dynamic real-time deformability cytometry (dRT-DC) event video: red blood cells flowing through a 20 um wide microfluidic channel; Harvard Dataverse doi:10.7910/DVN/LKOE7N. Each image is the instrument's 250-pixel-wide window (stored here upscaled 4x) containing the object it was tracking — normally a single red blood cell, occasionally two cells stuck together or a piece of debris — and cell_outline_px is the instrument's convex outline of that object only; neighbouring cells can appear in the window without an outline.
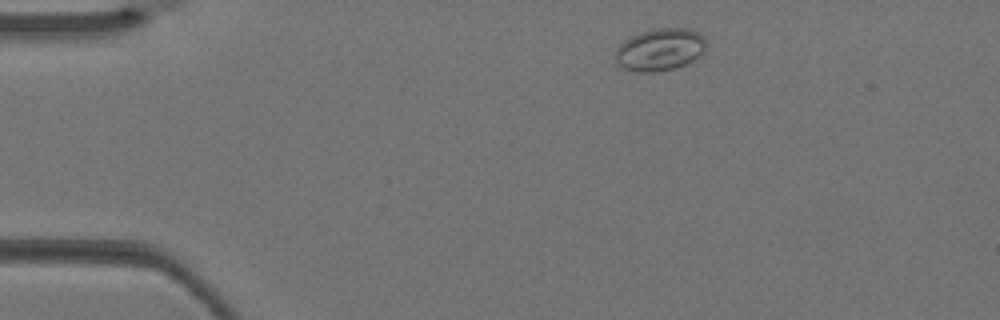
{"species": "Egyptian fruit bat (a non-hibernating species)", "species_latin": "Rousettus aegyptiacus", "temperature_condition": "warm", "stored_images_in_passage": 3, "camera_frame_rate_fps": 3000, "um_per_image_px": 0.085, "animal": {"sex": "female"}, "frame": {"image": 1, "passage_image": 3, "time_ms": 0.667, "image_size_px": [1000, 320], "cell_outline_px": [[704, 52], [700, 56], [676, 68], [652, 72], [636, 72], [624, 68], [616, 64], [616, 48], [624, 40], [640, 32], [652, 28], [688, 28], [704, 36]], "centroid_in_image_um": [56.07, 4.21], "position_along_channel_um": 28.9, "area_um2": 22.37}}